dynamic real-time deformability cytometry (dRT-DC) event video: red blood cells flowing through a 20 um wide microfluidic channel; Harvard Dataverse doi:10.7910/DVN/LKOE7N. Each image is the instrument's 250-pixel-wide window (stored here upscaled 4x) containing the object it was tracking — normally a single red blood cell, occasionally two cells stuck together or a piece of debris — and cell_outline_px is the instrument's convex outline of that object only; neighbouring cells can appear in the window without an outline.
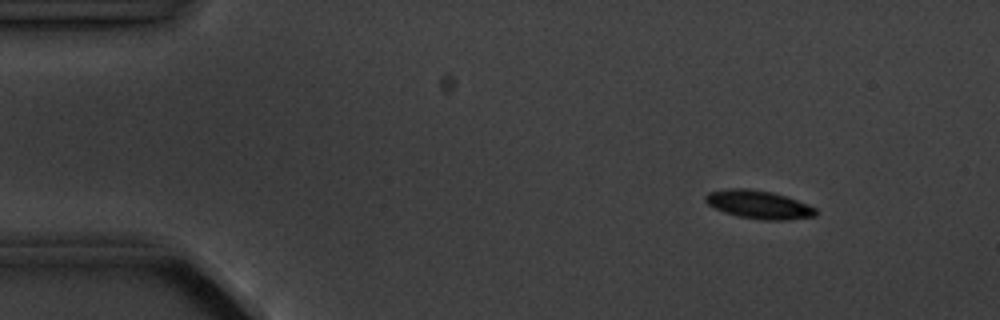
{"species": "common noctule bat (a hibernating species)", "species_latin": "Nyctalus noctula", "temperature_condition": "cold", "stored_images_in_passage": 3, "camera_frame_rate_fps": 3000, "um_per_image_px": 0.085, "animal": {"sex": "male", "body_mass_g": 20.1, "forearm_length_mm": 53.5}, "frame": {"image": 1, "passage_image": 1, "time_ms": 0.0, "image_size_px": [1000, 320], "cell_outline_px": [[816, 216], [788, 220], [764, 220], [740, 216], [724, 212], [708, 204], [704, 200], [704, 196], [708, 192], [728, 188], [748, 188], [772, 192], [788, 196], [808, 204], [816, 208]], "centroid_in_image_um": [64.51, 17.38], "position_along_channel_um": 20.5, "area_um2": 18.26}}